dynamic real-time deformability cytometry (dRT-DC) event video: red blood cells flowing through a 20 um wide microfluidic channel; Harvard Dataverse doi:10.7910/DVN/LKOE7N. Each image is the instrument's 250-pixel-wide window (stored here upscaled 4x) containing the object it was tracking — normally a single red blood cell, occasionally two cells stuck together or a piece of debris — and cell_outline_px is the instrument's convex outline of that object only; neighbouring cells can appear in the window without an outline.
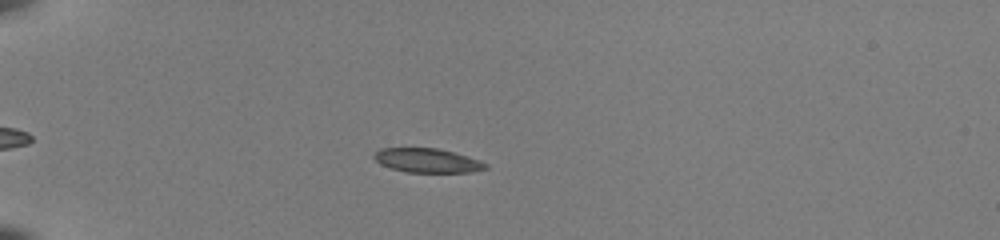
{"species": "common noctule bat (a hibernating species)", "species_latin": "Nyctalus noctula", "temperature_condition": "room temperature", "stored_images_in_passage": 39, "camera_frame_rate_fps": 3000, "um_per_image_px": 0.085, "animal": {"sex": "female", "body_mass_g": 22.0, "forearm_length_mm": 56.7}, "frame": {"image": 1, "passage_image": 7, "time_ms": 2.0, "image_size_px": [1000, 240], "cell_outline_px": [[488, 168], [472, 172], [408, 172], [392, 168], [380, 164], [372, 156], [380, 148], [436, 148], [468, 156], [480, 160], [488, 164]], "centroid_in_image_um": [36.34, 13.64], "position_along_channel_um": 48.7, "area_um2": 15.61}}
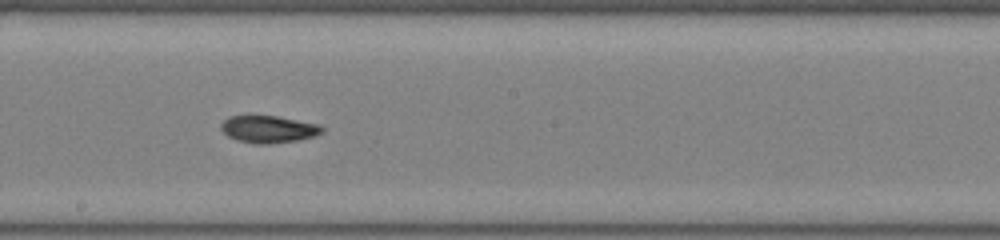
{"frame": {"image": 2, "passage_image": 23, "time_ms": 7.333, "image_size_px": [1000, 240], "cell_outline_px": [[324, 132], [312, 136], [296, 140], [268, 144], [256, 144], [236, 140], [228, 136], [220, 128], [220, 124], [228, 116], [276, 116], [320, 124], [324, 128]], "centroid_in_image_um": [22.81, 10.98], "position_along_channel_um": 225.4, "area_um2": 15.95}}
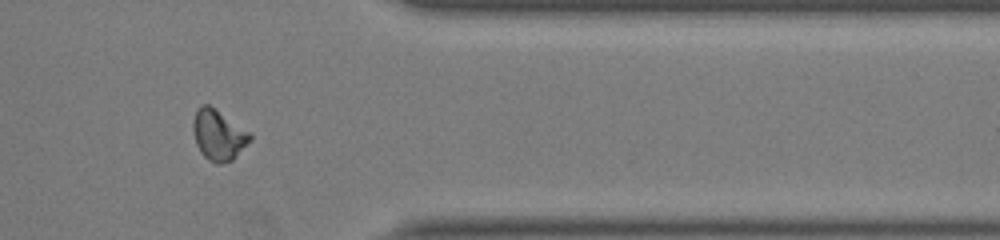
{"frame": {"image": 3, "passage_image": 36, "time_ms": 11.667, "image_size_px": [1000, 240], "cell_outline_px": [[252, 140], [232, 160], [224, 164], [220, 164], [208, 160], [200, 152], [196, 144], [192, 132], [192, 124], [196, 108], [200, 104], [208, 104], [252, 132]], "centroid_in_image_um": [18.57, 11.46], "position_along_channel_um": 392.8, "area_um2": 17.17}, "authors_computed_cell_mechanics": {"area_um2": 16.473, "velocity_mm_per_s": 4.0045, "shape_relaxation_time_tau1_ms": 5.1198, "shape_relaxation_time_tau2_ms": 6.0945, "deformation_change_tau1": 0.1492, "deformation_change_tau2": 0.0985}}